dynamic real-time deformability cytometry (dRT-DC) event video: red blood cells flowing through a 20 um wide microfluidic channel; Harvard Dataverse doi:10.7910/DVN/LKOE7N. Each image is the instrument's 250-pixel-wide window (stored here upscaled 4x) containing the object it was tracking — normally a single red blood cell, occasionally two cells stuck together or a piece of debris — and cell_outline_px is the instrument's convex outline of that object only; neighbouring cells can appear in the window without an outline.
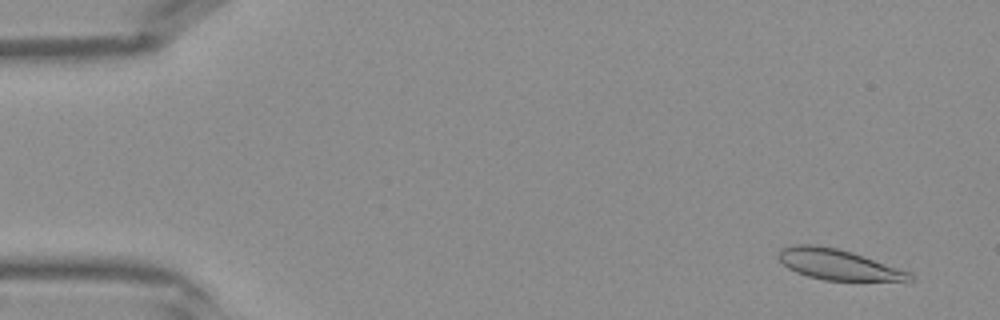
{"species": "Egyptian fruit bat (a non-hibernating species)", "species_latin": "Rousettus aegyptiacus", "temperature_condition": "warm", "stored_images_in_passage": 42, "camera_frame_rate_fps": 3000, "um_per_image_px": 0.085, "frame": {"image": 1, "passage_image": 3, "time_ms": 0.667, "image_size_px": [1000, 320], "cell_outline_px": [[916, 280], [908, 284], [824, 280], [808, 276], [796, 272], [788, 268], [776, 256], [780, 248], [796, 244], [816, 244], [836, 248], [852, 252], [912, 272]], "centroid_in_image_um": [71.43, 22.55], "position_along_channel_um": 13.6, "area_um2": 24.68}}
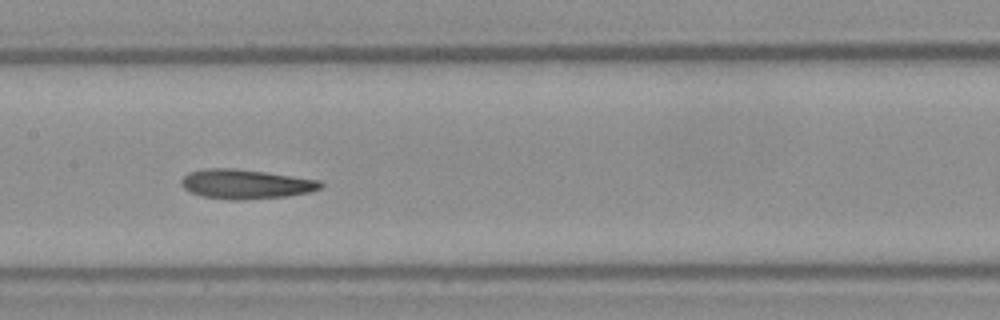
{"frame": {"image": 2, "passage_image": 21, "time_ms": 6.667, "image_size_px": [1000, 320], "cell_outline_px": [[324, 184], [320, 188], [312, 192], [288, 196], [240, 200], [228, 200], [200, 196], [184, 188], [180, 184], [180, 180], [188, 172], [208, 168], [232, 168], [264, 172], [320, 180]], "centroid_in_image_um": [20.88, 15.65], "position_along_channel_um": 186.5, "area_um2": 23.99}}
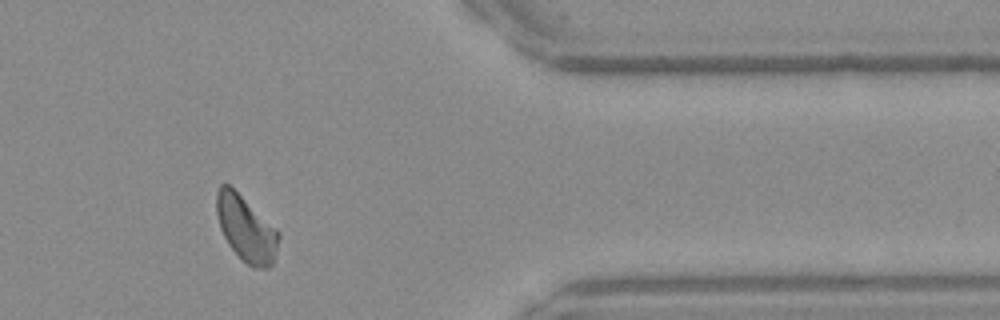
{"frame": {"image": 3, "passage_image": 35, "time_ms": 11.333, "image_size_px": [1000, 320], "cell_outline_px": [[280, 236], [272, 264], [268, 268], [252, 268], [228, 244], [220, 228], [216, 212], [216, 192], [220, 184], [228, 184], [276, 228], [280, 232]], "centroid_in_image_um": [20.91, 19.43], "position_along_channel_um": 390.5, "area_um2": 23.35}}